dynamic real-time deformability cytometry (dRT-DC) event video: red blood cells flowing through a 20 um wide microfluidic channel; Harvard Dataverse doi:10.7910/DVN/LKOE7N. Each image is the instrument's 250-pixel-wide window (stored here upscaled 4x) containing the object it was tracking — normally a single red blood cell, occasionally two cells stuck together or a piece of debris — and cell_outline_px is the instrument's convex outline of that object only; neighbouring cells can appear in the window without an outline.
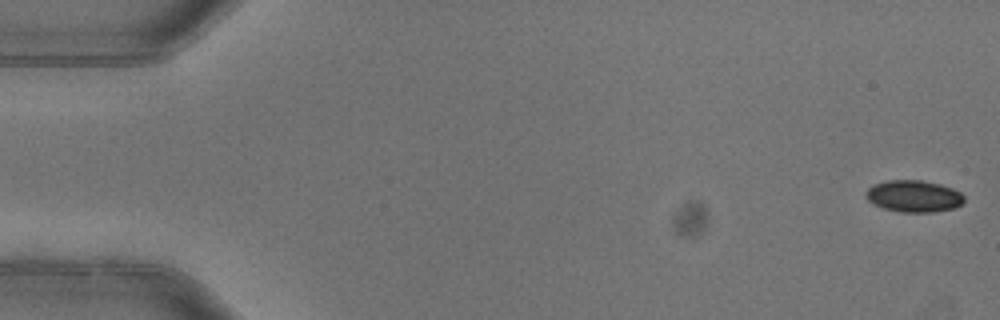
{"species": "common noctule bat (a hibernating species)", "species_latin": "Nyctalus noctula", "temperature_condition": "warm", "stored_images_in_passage": 5, "camera_frame_rate_fps": 3000, "um_per_image_px": 0.085, "animal": {"sex": "female"}, "frame": {"image": 1, "passage_image": 1, "time_ms": 0.0, "image_size_px": [1000, 320], "cell_outline_px": [[964, 200], [956, 208], [932, 212], [900, 212], [884, 208], [872, 204], [864, 196], [864, 192], [872, 184], [888, 180], [920, 180], [940, 184], [952, 188], [960, 192], [964, 196]], "centroid_in_image_um": [77.63, 16.67], "position_along_channel_um": 7.4, "area_um2": 18.38}}
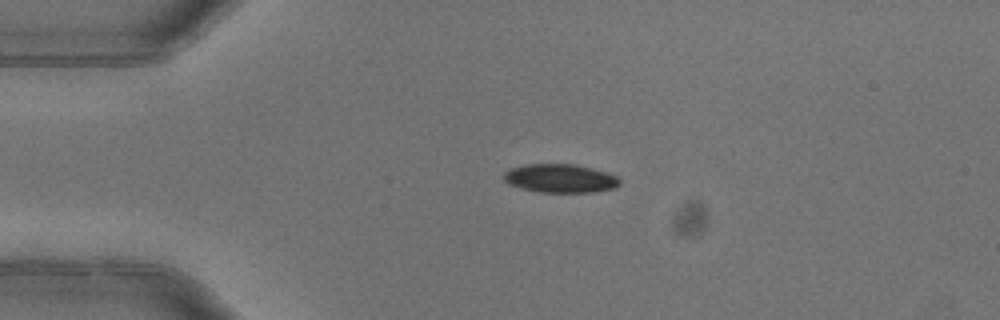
{"frame": {"image": 2, "passage_image": 4, "time_ms": 1.0, "image_size_px": [1000, 320], "cell_outline_px": [[620, 184], [616, 188], [592, 192], [536, 192], [520, 188], [508, 184], [500, 176], [504, 172], [512, 168], [524, 164], [572, 164], [604, 172], [616, 176], [620, 180]], "centroid_in_image_um": [47.55, 15.17], "position_along_channel_um": 37.4, "area_um2": 19.31}}